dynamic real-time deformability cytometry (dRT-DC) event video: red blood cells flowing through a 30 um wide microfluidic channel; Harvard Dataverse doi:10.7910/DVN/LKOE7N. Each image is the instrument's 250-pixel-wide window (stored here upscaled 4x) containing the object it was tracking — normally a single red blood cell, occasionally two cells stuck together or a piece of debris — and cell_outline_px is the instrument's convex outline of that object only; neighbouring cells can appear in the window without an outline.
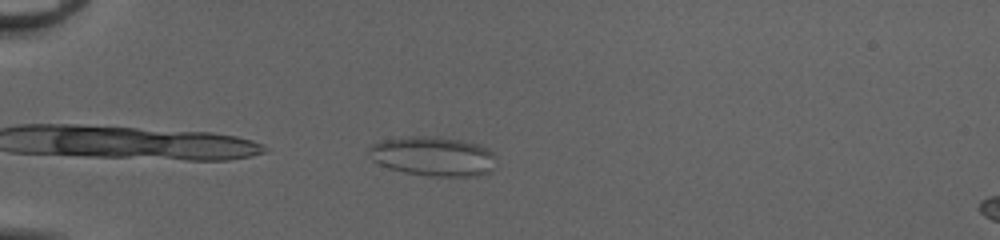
{"species": "common noctule bat (a hibernating species)", "species_latin": "Nyctalus noctula", "temperature_condition": "cold", "stored_images_in_passage": 39, "camera_frame_rate_fps": 3000, "um_per_image_px": 0.085, "animal": {"sex": "female", "body_mass_g": 20.0, "forearm_length_mm": 54.0}, "frame": {"image": 1, "passage_image": 3, "time_ms": 0.667, "image_size_px": [1000, 240], "cell_outline_px": [[496, 156], [492, 168], [488, 172], [476, 176], [428, 176], [404, 172], [380, 164], [372, 160], [372, 144], [384, 140], [408, 136], [436, 136], [460, 140], [476, 144], [488, 148]], "centroid_in_image_um": [36.86, 13.28], "position_along_channel_um": 48.1, "area_um2": 28.84}}
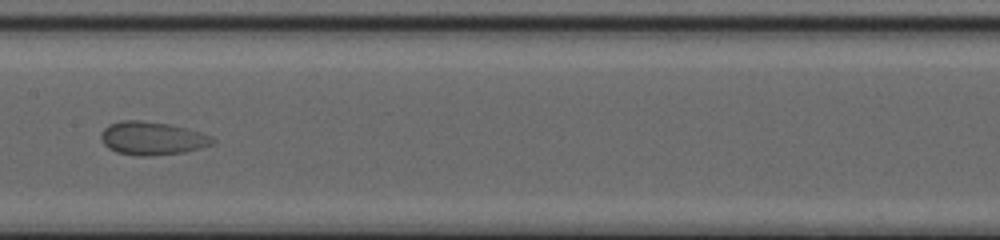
{"frame": {"image": 2, "passage_image": 16, "time_ms": 5.0, "image_size_px": [1000, 240], "cell_outline_px": [[216, 144], [184, 152], [148, 156], [136, 156], [116, 152], [108, 148], [104, 144], [100, 136], [100, 132], [108, 124], [120, 120], [140, 120], [168, 124], [200, 132], [212, 136], [216, 140]], "centroid_in_image_um": [12.92, 11.76], "position_along_channel_um": 194.5, "area_um2": 21.79}}
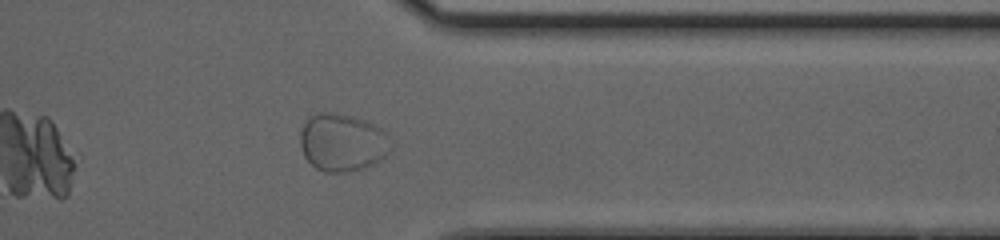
{"frame": {"image": 3, "passage_image": 30, "time_ms": 9.667, "image_size_px": [1000, 240], "cell_outline_px": [[388, 152], [380, 160], [364, 168], [348, 172], [324, 172], [316, 168], [304, 156], [300, 144], [300, 132], [308, 116], [316, 112], [332, 112], [352, 116], [364, 120], [380, 128], [388, 136]], "centroid_in_image_um": [29.04, 12.1], "position_along_channel_um": 382.4, "area_um2": 30.29}}